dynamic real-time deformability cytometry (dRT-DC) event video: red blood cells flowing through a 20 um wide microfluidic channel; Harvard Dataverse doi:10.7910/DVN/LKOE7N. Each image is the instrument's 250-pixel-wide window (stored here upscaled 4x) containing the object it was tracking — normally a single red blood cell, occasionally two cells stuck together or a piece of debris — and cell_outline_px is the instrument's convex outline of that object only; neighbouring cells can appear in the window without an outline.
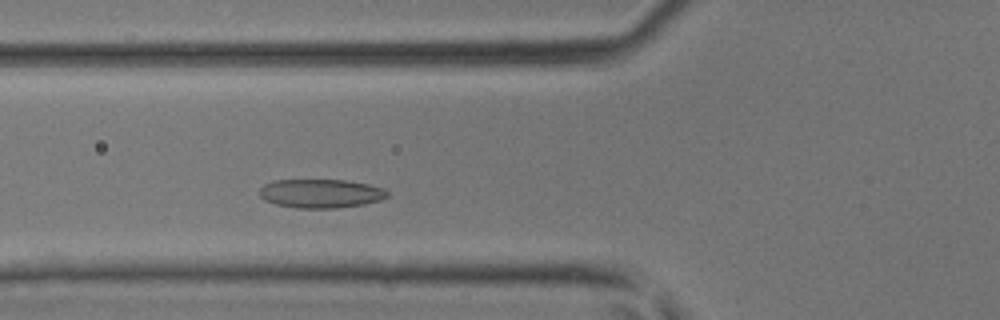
{"species": "common noctule bat (a hibernating species)", "species_latin": "Nyctalus noctula", "temperature_condition": "room temperature", "stored_images_in_passage": 34, "segment_of_instrument_passage": [1, 2], "camera_frame_rate_fps": 3000, "um_per_image_px": 0.085, "animal": {"sex": "male", "body_mass_g": 17.9, "forearm_length_mm": 54.2}, "frame": {"image": 1, "passage_image": 4, "time_ms": 1.0, "image_size_px": [1000, 320], "cell_outline_px": [[388, 196], [380, 200], [364, 204], [336, 208], [296, 208], [276, 204], [264, 200], [260, 196], [260, 188], [264, 184], [272, 180], [344, 180], [368, 184], [384, 188], [388, 192]], "centroid_in_image_um": [27.25, 16.44], "position_along_channel_um": 98.5, "area_um2": 21.5}}
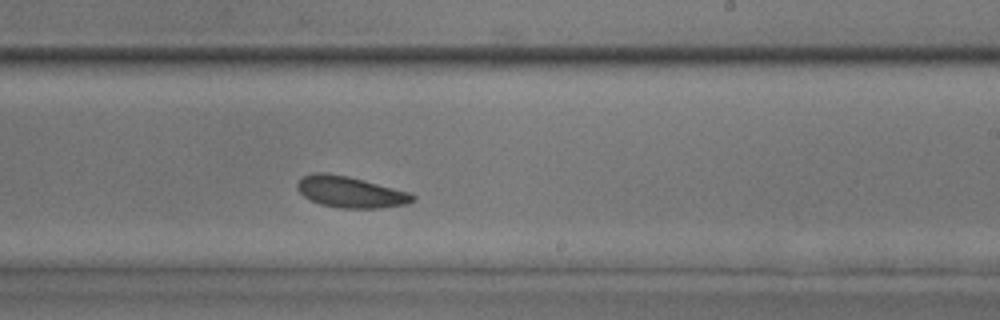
{"frame": {"image": 2, "passage_image": 15, "time_ms": 4.667, "image_size_px": [1000, 320], "cell_outline_px": [[416, 200], [408, 204], [380, 208], [340, 208], [320, 204], [304, 196], [296, 188], [296, 184], [304, 176], [316, 172], [324, 172], [348, 176], [364, 180], [408, 192], [416, 196]], "centroid_in_image_um": [29.8, 16.32], "position_along_channel_um": 259.2, "area_um2": 20.92}}
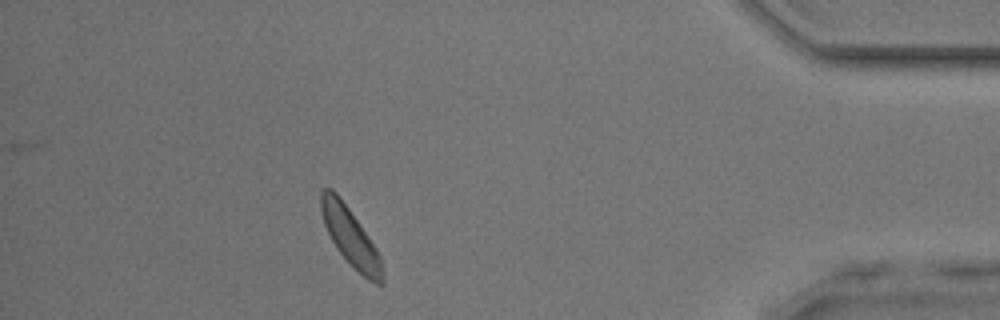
{"frame": {"image": 3, "passage_image": 28, "time_ms": 9.0, "image_size_px": [1000, 320], "cell_outline_px": [[384, 284], [376, 284], [368, 280], [336, 248], [324, 224], [320, 208], [320, 192], [324, 188], [332, 188], [336, 192], [348, 208], [368, 236], [376, 248], [380, 256], [384, 280]], "centroid_in_image_um": [29.77, 20.11], "position_along_channel_um": 405.4, "area_um2": 20.17}}